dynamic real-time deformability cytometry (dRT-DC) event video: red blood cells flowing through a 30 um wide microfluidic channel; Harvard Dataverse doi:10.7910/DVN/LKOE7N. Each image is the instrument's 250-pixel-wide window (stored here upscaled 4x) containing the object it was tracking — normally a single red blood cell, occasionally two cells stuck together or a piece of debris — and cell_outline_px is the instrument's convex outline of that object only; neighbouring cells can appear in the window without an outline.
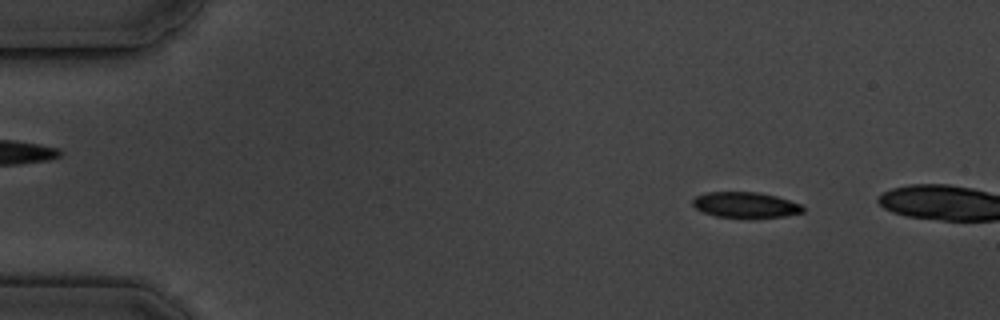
{"species": "common noctule bat (a hibernating species)", "species_latin": "Nyctalus noctula", "temperature_condition": "cold", "stored_images_in_passage": 4, "camera_frame_rate_fps": 3000, "um_per_image_px": 0.085, "animal": {"sex": "male", "body_mass_g": 19.5, "forearm_length_mm": 54.6}, "frame": {"image": 1, "passage_image": 1, "time_ms": 0.0, "image_size_px": [1000, 320], "cell_outline_px": [[804, 212], [784, 216], [716, 216], [704, 212], [696, 208], [692, 204], [692, 200], [696, 196], [704, 192], [760, 192], [776, 196], [800, 204], [804, 208]], "centroid_in_image_um": [63.34, 17.38], "position_along_channel_um": 21.7, "area_um2": 16.01}}